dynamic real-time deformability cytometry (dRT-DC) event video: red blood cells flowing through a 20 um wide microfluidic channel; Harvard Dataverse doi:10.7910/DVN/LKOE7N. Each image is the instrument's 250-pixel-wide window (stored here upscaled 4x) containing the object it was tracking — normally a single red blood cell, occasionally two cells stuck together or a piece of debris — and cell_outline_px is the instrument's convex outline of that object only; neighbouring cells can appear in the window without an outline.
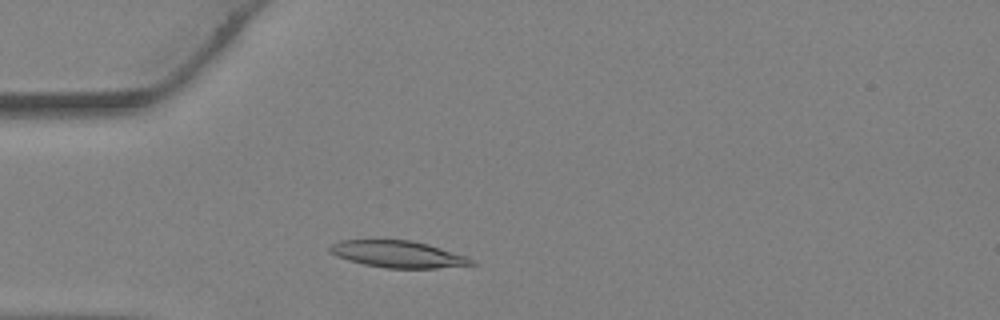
{"species": "Egyptian fruit bat (a non-hibernating species)", "species_latin": "Rousettus aegyptiacus", "temperature_condition": "warm", "stored_images_in_passage": 24, "camera_frame_rate_fps": 3000, "um_per_image_px": 0.085, "animal": {"sex": "female"}, "frame": {"image": 1, "passage_image": 5, "time_ms": 1.333, "image_size_px": [1000, 320], "cell_outline_px": [[476, 264], [436, 268], [384, 268], [364, 264], [348, 260], [336, 256], [328, 248], [332, 244], [340, 240], [412, 240], [428, 244], [468, 256], [476, 260]], "centroid_in_image_um": [33.87, 21.61], "position_along_channel_um": 51.1, "area_um2": 22.14}}
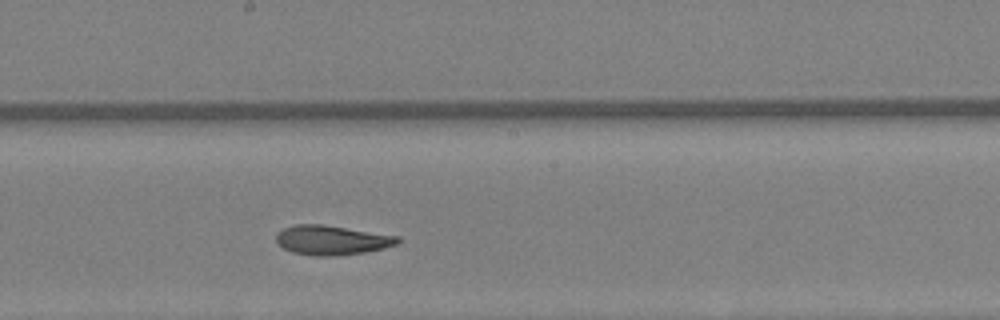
{"frame": {"image": 2, "passage_image": 15, "time_ms": 4.667, "image_size_px": [1000, 320], "cell_outline_px": [[400, 240], [396, 244], [384, 248], [364, 252], [336, 256], [320, 256], [292, 252], [276, 244], [276, 232], [284, 228], [296, 224], [320, 224], [400, 236]], "centroid_in_image_um": [28.17, 20.41], "position_along_channel_um": 220.0, "area_um2": 20.81}}
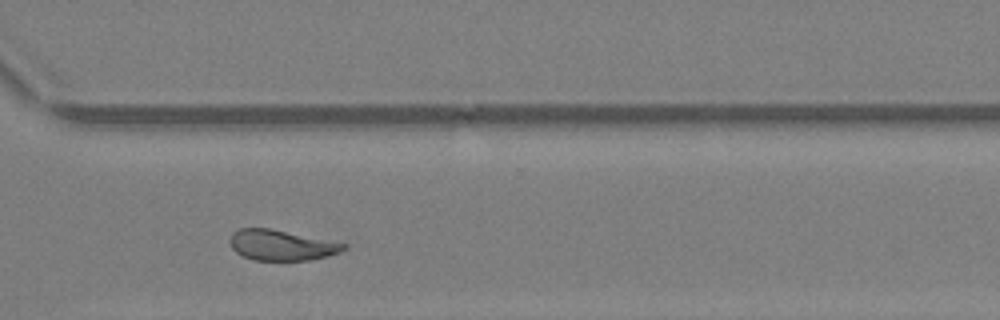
{"frame": {"image": 3, "passage_image": 22, "time_ms": 7.0, "image_size_px": [1000, 320], "cell_outline_px": [[348, 248], [340, 252], [328, 256], [312, 260], [252, 260], [236, 252], [232, 248], [228, 240], [232, 232], [240, 228], [272, 228], [348, 244]], "centroid_in_image_um": [23.93, 20.83], "position_along_channel_um": 346.7, "area_um2": 20.46}}